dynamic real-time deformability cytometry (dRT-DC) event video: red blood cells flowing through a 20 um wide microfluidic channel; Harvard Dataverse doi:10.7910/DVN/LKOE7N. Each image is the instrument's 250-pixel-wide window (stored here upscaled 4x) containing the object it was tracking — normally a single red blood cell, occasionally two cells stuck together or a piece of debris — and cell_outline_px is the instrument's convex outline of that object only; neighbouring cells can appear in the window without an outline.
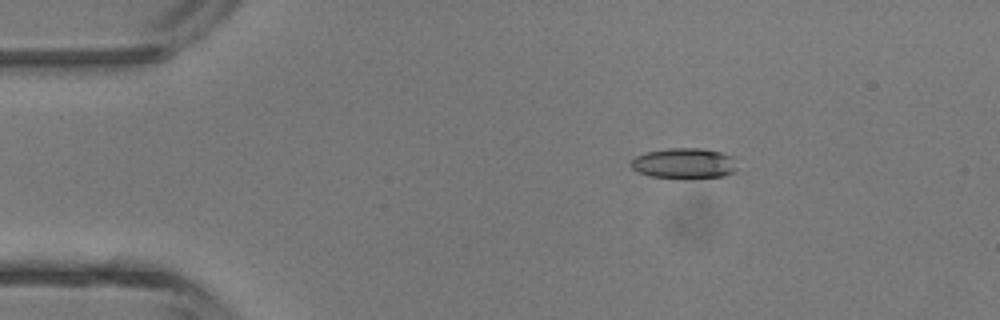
{"species": "common noctule bat (a hibernating species)", "species_latin": "Nyctalus noctula", "temperature_condition": "room temperature", "stored_images_in_passage": 42, "camera_frame_rate_fps": 3000, "um_per_image_px": 0.085, "animal": {"sex": "male", "body_mass_g": 13.3}, "frame": {"image": 1, "passage_image": 7, "time_ms": 2.0, "image_size_px": [1000, 320], "cell_outline_px": [[736, 172], [724, 176], [648, 176], [636, 172], [628, 164], [636, 156], [648, 152], [668, 148], [704, 148], [720, 152], [732, 156], [736, 168]], "centroid_in_image_um": [58.13, 13.85], "position_along_channel_um": 26.9, "area_um2": 18.38}}
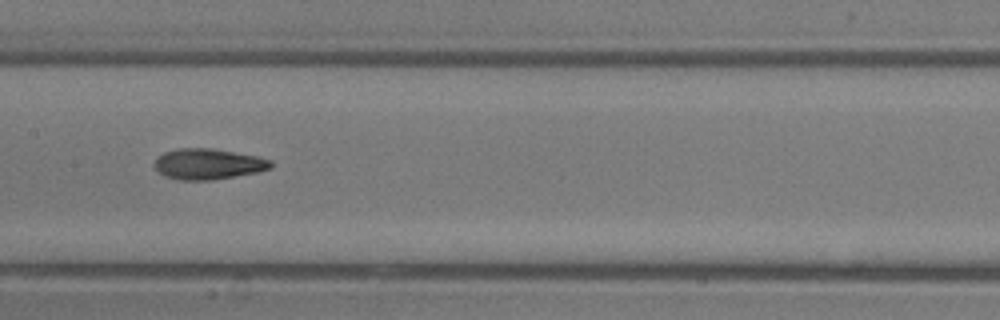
{"frame": {"image": 2, "passage_image": 22, "time_ms": 7.0, "image_size_px": [1000, 320], "cell_outline_px": [[272, 168], [260, 172], [212, 180], [176, 180], [164, 176], [152, 164], [156, 156], [164, 152], [180, 148], [212, 148], [256, 156], [272, 160]], "centroid_in_image_um": [17.67, 13.95], "position_along_channel_um": 189.7, "area_um2": 21.1}}
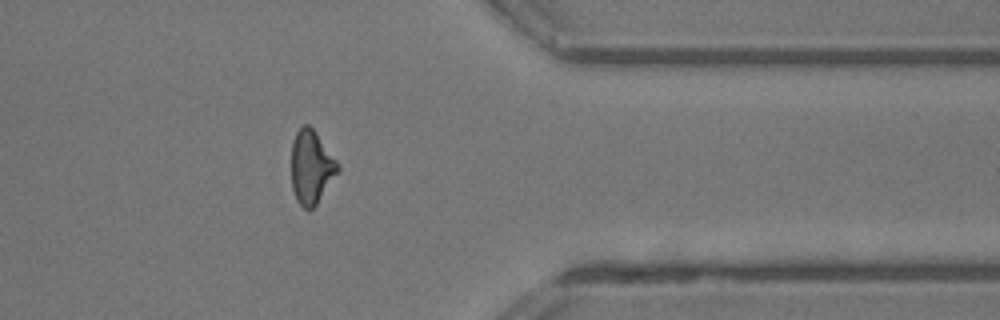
{"frame": {"image": 3, "passage_image": 36, "time_ms": 11.667, "image_size_px": [1000, 320], "cell_outline_px": [[340, 168], [316, 204], [312, 208], [304, 208], [296, 200], [292, 188], [292, 140], [296, 132], [304, 124], [308, 124], [316, 132], [340, 164]], "centroid_in_image_um": [26.45, 14.17], "position_along_channel_um": 384.9, "area_um2": 19.65}}